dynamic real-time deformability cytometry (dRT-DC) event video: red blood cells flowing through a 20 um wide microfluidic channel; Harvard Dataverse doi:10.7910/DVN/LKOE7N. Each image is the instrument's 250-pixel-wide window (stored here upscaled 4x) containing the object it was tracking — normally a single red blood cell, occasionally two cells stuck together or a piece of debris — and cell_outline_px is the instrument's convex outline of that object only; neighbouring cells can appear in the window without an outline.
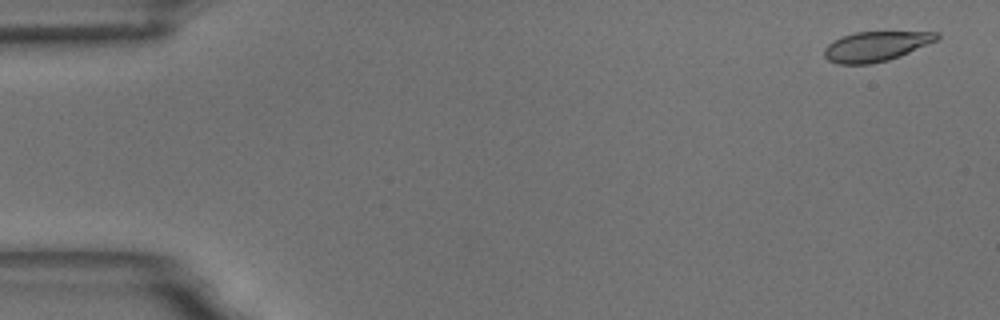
{"species": "common noctule bat (a hibernating species)", "species_latin": "Nyctalus noctula", "temperature_condition": "room temperature", "stored_images_in_passage": 59, "camera_frame_rate_fps": 3000, "um_per_image_px": 0.085, "animal": {"sex": "male", "body_mass_g": 18.8}, "frame": {"image": 1, "passage_image": 3, "time_ms": 0.667, "image_size_px": [1000, 320], "cell_outline_px": [[940, 36], [936, 40], [900, 56], [888, 60], [868, 64], [840, 64], [828, 60], [824, 56], [824, 48], [832, 40], [840, 36], [856, 32], [940, 32]], "centroid_in_image_um": [74.4, 3.93], "position_along_channel_um": 10.6, "area_um2": 19.48}}
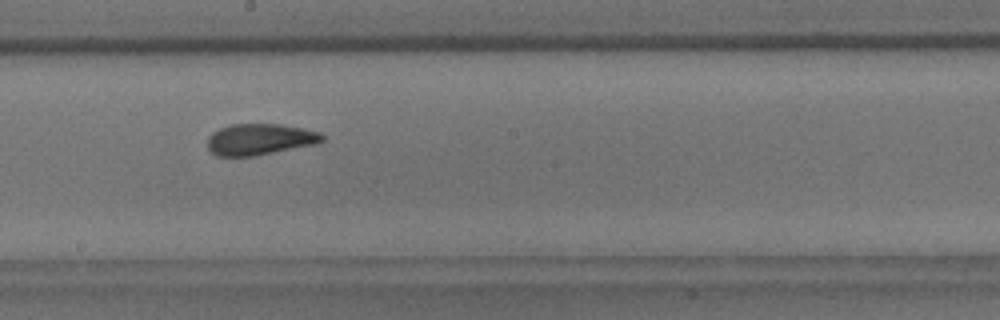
{"frame": {"image": 2, "passage_image": 33, "time_ms": 10.667, "image_size_px": [1000, 320], "cell_outline_px": [[324, 140], [316, 144], [252, 156], [216, 156], [208, 148], [208, 136], [212, 132], [220, 128], [232, 124], [280, 124], [304, 128], [320, 132], [324, 136]], "centroid_in_image_um": [22.09, 11.83], "position_along_channel_um": 226.1, "area_um2": 20.87}}
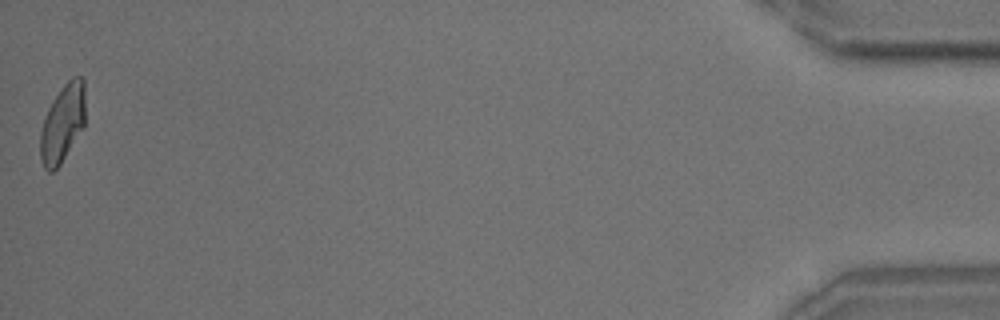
{"frame": {"image": 3, "passage_image": 59, "time_ms": 19.333, "image_size_px": [1000, 320], "cell_outline_px": [[84, 128], [60, 164], [52, 172], [48, 172], [44, 168], [40, 160], [40, 132], [48, 108], [52, 100], [64, 84], [72, 76], [84, 76]], "centroid_in_image_um": [5.32, 10.48], "position_along_channel_um": 429.9, "area_um2": 20.52}, "authors_computed_cell_mechanics": {"area_um2": 20.8658, "velocity_mm_per_s": 3.4383, "shape_relaxation_time_tau1_ms": 4.9701, "shape_relaxation_time_tau2_ms": 0.977, "deformation_change_tau1": 0.1633, "deformation_change_tau2": 0.0785}}